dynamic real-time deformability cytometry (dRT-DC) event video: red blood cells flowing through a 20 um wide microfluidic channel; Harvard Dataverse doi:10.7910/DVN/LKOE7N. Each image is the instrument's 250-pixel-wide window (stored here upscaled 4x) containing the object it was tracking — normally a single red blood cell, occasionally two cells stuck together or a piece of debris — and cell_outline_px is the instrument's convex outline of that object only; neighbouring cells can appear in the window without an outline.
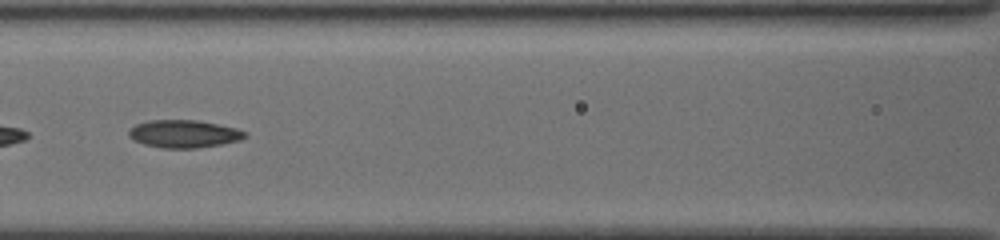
{"species": "common noctule bat (a hibernating species)", "species_latin": "Nyctalus noctula", "temperature_condition": "cold", "stored_images_in_passage": 33, "camera_frame_rate_fps": 3000, "um_per_image_px": 0.085, "animal": {"sex": "female", "body_mass_g": 19.5, "forearm_length_mm": 54.1}, "frame": {"image": 1, "passage_image": 28, "time_ms": 9.0, "image_size_px": [1000, 240], "cell_outline_px": [[248, 136], [240, 140], [220, 144], [196, 148], [160, 148], [144, 144], [128, 136], [128, 132], [136, 124], [148, 120], [196, 120], [236, 128], [248, 132]], "centroid_in_image_um": [15.65, 11.37], "position_along_channel_um": 151.0, "area_um2": 18.67}}